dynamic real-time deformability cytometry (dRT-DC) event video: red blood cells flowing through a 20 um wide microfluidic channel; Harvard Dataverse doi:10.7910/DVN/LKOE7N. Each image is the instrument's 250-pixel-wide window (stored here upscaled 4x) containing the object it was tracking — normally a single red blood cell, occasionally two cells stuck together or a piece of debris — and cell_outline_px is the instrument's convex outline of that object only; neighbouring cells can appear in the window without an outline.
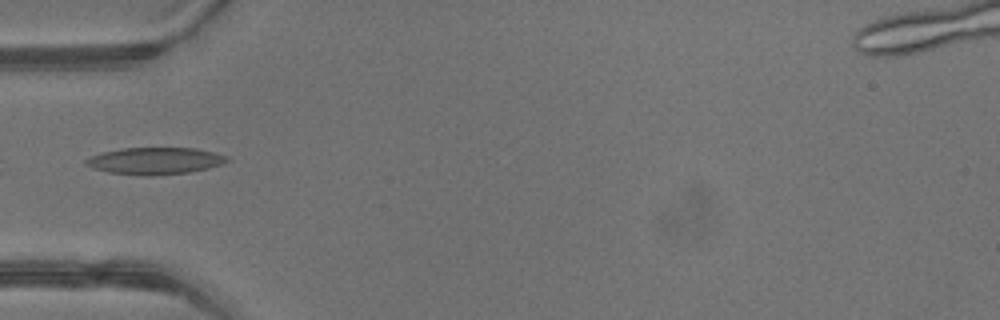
{"species": "common noctule bat (a hibernating species)", "species_latin": "Nyctalus noctula", "temperature_condition": "warm", "stored_images_in_passage": 3, "camera_frame_rate_fps": 3000, "um_per_image_px": 0.085, "animal": {"sex": "male", "body_mass_g": 13.3}, "frame": {"image": 1, "passage_image": 3, "time_ms": 0.667, "image_size_px": [1000, 320], "cell_outline_px": [[232, 160], [224, 164], [208, 168], [188, 172], [152, 176], [144, 176], [108, 172], [92, 168], [84, 164], [84, 160], [92, 156], [104, 152], [124, 148], [196, 148], [228, 156]], "centroid_in_image_um": [13.21, 13.68], "position_along_channel_um": 71.8, "area_um2": 22.2}}